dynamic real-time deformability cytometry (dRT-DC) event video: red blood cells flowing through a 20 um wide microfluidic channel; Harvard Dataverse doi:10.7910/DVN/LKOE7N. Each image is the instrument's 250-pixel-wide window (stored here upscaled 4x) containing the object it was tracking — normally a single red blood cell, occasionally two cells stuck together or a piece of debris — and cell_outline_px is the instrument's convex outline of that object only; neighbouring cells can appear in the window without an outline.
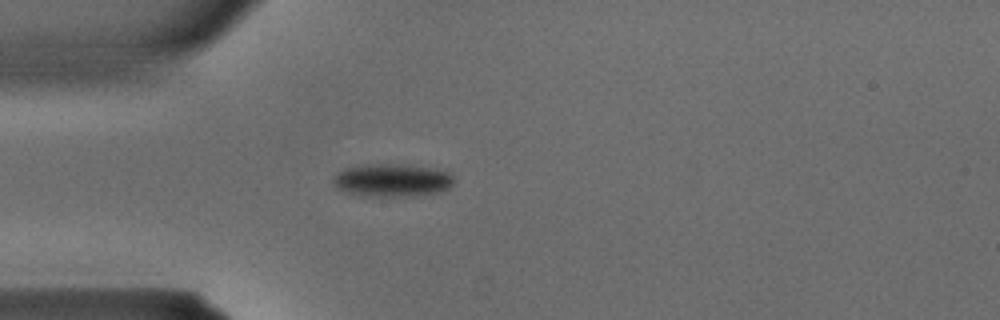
{"species": "common noctule bat (a hibernating species)", "species_latin": "Nyctalus noctula", "temperature_condition": "warm", "stored_images_in_passage": 27, "camera_frame_rate_fps": 3000, "um_per_image_px": 0.085, "animal": {"sex": "male", "body_mass_g": 15.6}, "frame": {"image": 1, "passage_image": 1, "time_ms": 0.0, "image_size_px": [1000, 320], "cell_outline_px": [[452, 184], [448, 188], [440, 192], [416, 196], [380, 196], [348, 192], [340, 188], [332, 180], [336, 172], [344, 168], [360, 164], [408, 164], [448, 172], [452, 176]], "centroid_in_image_um": [33.34, 15.3], "position_along_channel_um": 51.7, "area_um2": 22.89}}
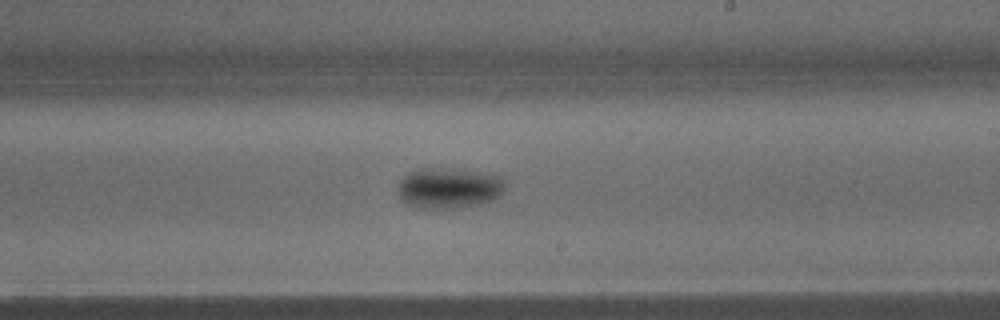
{"frame": {"image": 2, "passage_image": 12, "time_ms": 3.667, "image_size_px": [1000, 320], "cell_outline_px": [[504, 192], [500, 196], [492, 200], [480, 204], [448, 208], [420, 208], [408, 204], [400, 196], [400, 180], [408, 172], [420, 168], [464, 168], [504, 176]], "centroid_in_image_um": [38.23, 15.94], "position_along_channel_um": 250.8, "area_um2": 25.66}}
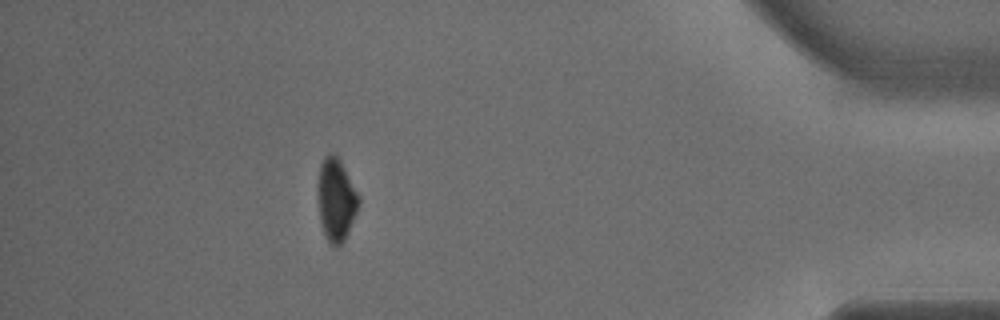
{"frame": {"image": 3, "passage_image": 23, "time_ms": 7.333, "image_size_px": [1000, 320], "cell_outline_px": [[360, 204], [348, 232], [344, 240], [336, 248], [324, 236], [320, 220], [320, 164], [324, 156], [328, 152], [332, 152], [340, 160], [360, 196]], "centroid_in_image_um": [28.61, 16.98], "position_along_channel_um": 406.6, "area_um2": 19.19}}